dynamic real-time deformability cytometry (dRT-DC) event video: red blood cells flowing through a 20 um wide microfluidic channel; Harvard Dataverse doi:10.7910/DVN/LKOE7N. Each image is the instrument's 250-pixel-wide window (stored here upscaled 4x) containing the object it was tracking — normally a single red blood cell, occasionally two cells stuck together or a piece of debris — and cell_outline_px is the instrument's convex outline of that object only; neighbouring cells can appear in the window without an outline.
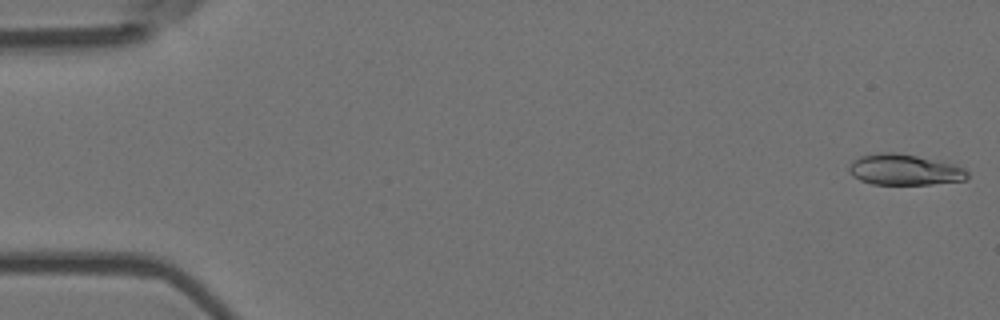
{"species": "Egyptian fruit bat (a non-hibernating species)", "species_latin": "Rousettus aegyptiacus", "temperature_condition": "room temperature", "stored_images_in_passage": 55, "camera_frame_rate_fps": 3000, "um_per_image_px": 0.085, "animal": {"sex": "female"}, "frame": {"image": 1, "passage_image": 1, "time_ms": 0.0, "image_size_px": [1000, 320], "cell_outline_px": [[968, 176], [964, 180], [932, 184], [872, 184], [860, 180], [852, 176], [848, 172], [848, 168], [852, 160], [860, 156], [872, 152], [896, 152], [940, 160], [956, 164], [964, 168], [968, 172]], "centroid_in_image_um": [76.85, 14.4], "position_along_channel_um": 8.1, "area_um2": 21.68}}
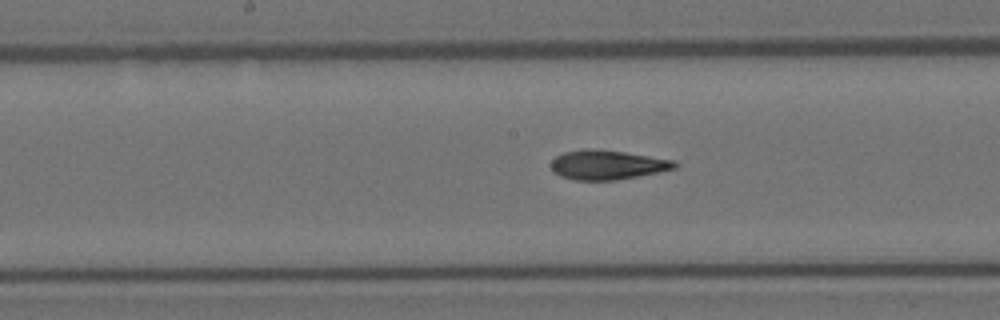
{"frame": {"image": 2, "passage_image": 28, "time_ms": 9.0, "image_size_px": [1000, 320], "cell_outline_px": [[680, 164], [676, 168], [660, 172], [616, 180], [576, 180], [560, 176], [552, 172], [552, 160], [556, 156], [564, 152], [584, 148], [592, 148], [624, 152], [676, 160]], "centroid_in_image_um": [51.65, 14.0], "position_along_channel_um": 196.6, "area_um2": 21.39}}
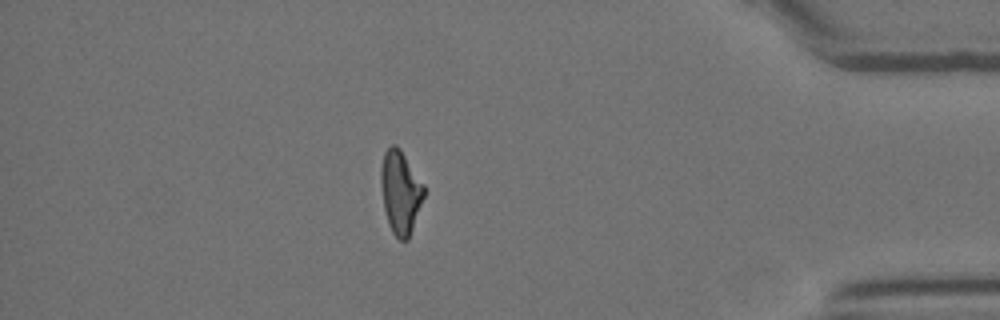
{"frame": {"image": 3, "passage_image": 48, "time_ms": 15.667, "image_size_px": [1000, 320], "cell_outline_px": [[424, 196], [408, 240], [400, 240], [392, 232], [388, 224], [384, 208], [380, 184], [380, 168], [384, 152], [392, 144], [396, 144], [400, 148], [424, 184]], "centroid_in_image_um": [34.02, 16.31], "position_along_channel_um": 401.2, "area_um2": 20.87}, "authors_computed_cell_mechanics": {"area_um2": 21.0392, "velocity_mm_per_s": 3.6752, "shape_relaxation_time_tau1_ms": 10.0563, "shape_relaxation_time_tau2_ms": 2.8432, "deformation_change_tau1": 0.2685, "deformation_change_tau2": 0.112}}